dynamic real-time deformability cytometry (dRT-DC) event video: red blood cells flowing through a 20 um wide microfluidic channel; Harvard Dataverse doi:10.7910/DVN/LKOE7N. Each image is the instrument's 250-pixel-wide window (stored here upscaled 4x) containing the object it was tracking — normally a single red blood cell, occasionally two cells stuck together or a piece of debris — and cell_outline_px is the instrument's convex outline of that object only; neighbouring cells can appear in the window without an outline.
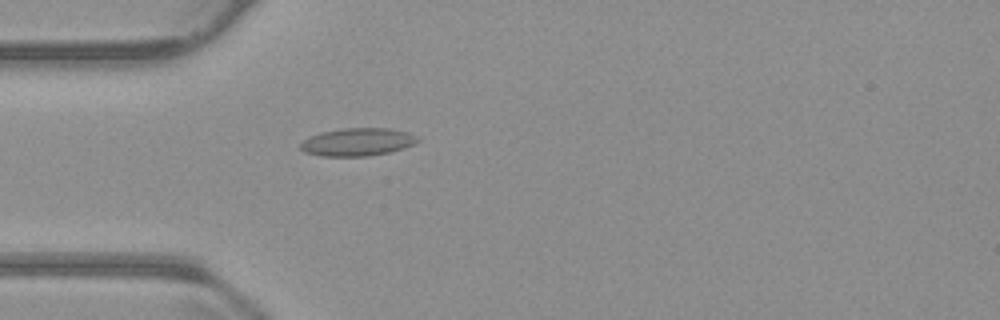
{"species": "common noctule bat (a hibernating species)", "species_latin": "Nyctalus noctula", "temperature_condition": "warm", "stored_images_in_passage": 54, "camera_frame_rate_fps": 3000, "um_per_image_px": 0.085, "animal": {"sex": "male", "body_mass_g": 23.1, "forearm_length_mm": 52.7}, "frame": {"image": 1, "passage_image": 16, "time_ms": 5.0, "image_size_px": [1000, 320], "cell_outline_px": [[420, 140], [404, 148], [388, 152], [368, 156], [320, 156], [304, 152], [300, 148], [300, 144], [304, 140], [320, 132], [344, 128], [392, 128], [408, 132], [416, 136]], "centroid_in_image_um": [30.39, 12.06], "position_along_channel_um": 54.6, "area_um2": 18.96}}
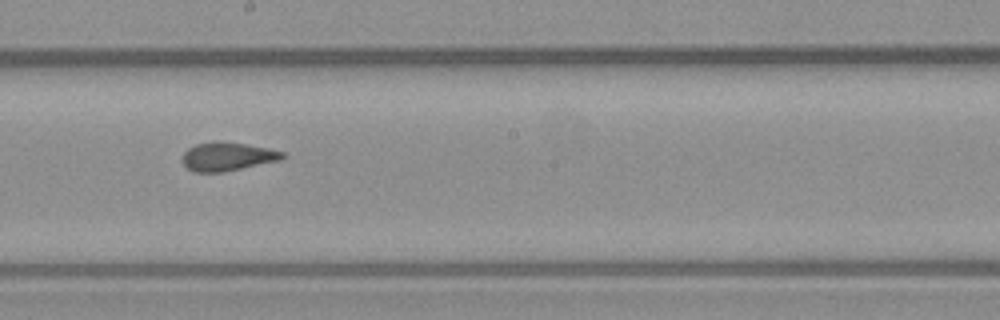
{"frame": {"image": 2, "passage_image": 30, "time_ms": 9.667, "image_size_px": [1000, 320], "cell_outline_px": [[288, 156], [280, 160], [224, 172], [192, 172], [184, 164], [184, 152], [188, 148], [196, 144], [212, 140], [244, 144], [268, 148], [284, 152]], "centroid_in_image_um": [19.35, 13.3], "position_along_channel_um": 228.9, "area_um2": 16.65}}
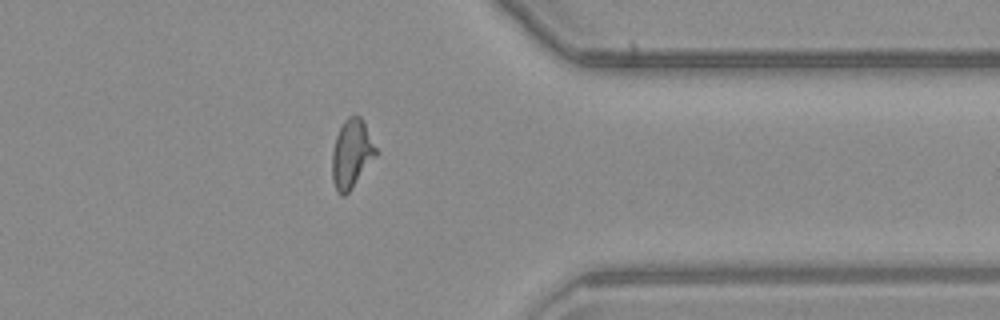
{"frame": {"image": 3, "passage_image": 43, "time_ms": 14.0, "image_size_px": [1000, 320], "cell_outline_px": [[380, 152], [352, 188], [344, 196], [340, 196], [336, 192], [332, 180], [332, 152], [336, 136], [344, 120], [348, 116], [360, 116]], "centroid_in_image_um": [29.9, 13.1], "position_along_channel_um": 381.5, "area_um2": 17.74}, "authors_computed_cell_mechanics": {"area_um2": 17.4267, "velocity_mm_per_s": 3.8108, "shape_relaxation_time_tau1_ms": 9.0366, "shape_relaxation_time_tau2_ms": 1.203, "deformation_change_tau1": 0.2084, "deformation_change_tau2": 0.0867}}